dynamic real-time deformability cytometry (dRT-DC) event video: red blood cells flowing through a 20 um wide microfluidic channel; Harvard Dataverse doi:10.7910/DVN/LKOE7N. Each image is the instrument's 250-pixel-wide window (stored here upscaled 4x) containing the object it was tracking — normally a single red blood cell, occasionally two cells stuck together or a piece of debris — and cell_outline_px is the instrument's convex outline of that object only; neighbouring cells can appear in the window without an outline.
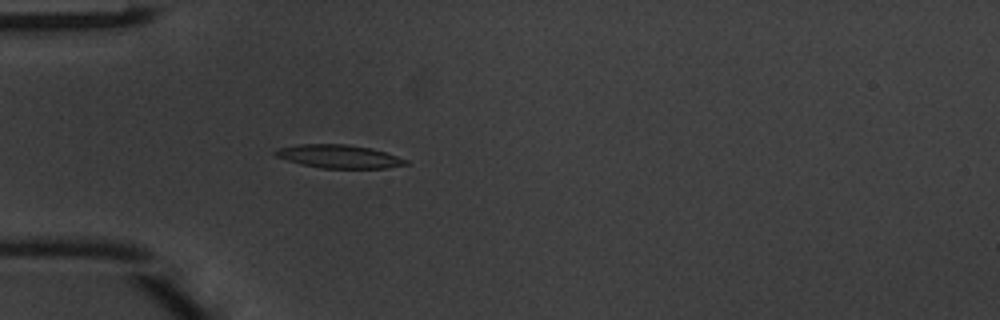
{"species": "common noctule bat (a hibernating species)", "species_latin": "Nyctalus noctula", "temperature_condition": "warm", "stored_images_in_passage": 16, "camera_frame_rate_fps": 3000, "um_per_image_px": 0.085, "animal": {"sex": "male", "body_mass_g": 20.1, "forearm_length_mm": 53.5}, "frame": {"image": 1, "passage_image": 14, "time_ms": 4.333, "image_size_px": [1000, 320], "cell_outline_px": [[408, 164], [388, 168], [320, 168], [300, 164], [276, 156], [272, 152], [276, 148], [300, 144], [344, 144], [372, 148], [408, 160]], "centroid_in_image_um": [28.78, 13.3], "position_along_channel_um": 56.2, "area_um2": 17.69}}